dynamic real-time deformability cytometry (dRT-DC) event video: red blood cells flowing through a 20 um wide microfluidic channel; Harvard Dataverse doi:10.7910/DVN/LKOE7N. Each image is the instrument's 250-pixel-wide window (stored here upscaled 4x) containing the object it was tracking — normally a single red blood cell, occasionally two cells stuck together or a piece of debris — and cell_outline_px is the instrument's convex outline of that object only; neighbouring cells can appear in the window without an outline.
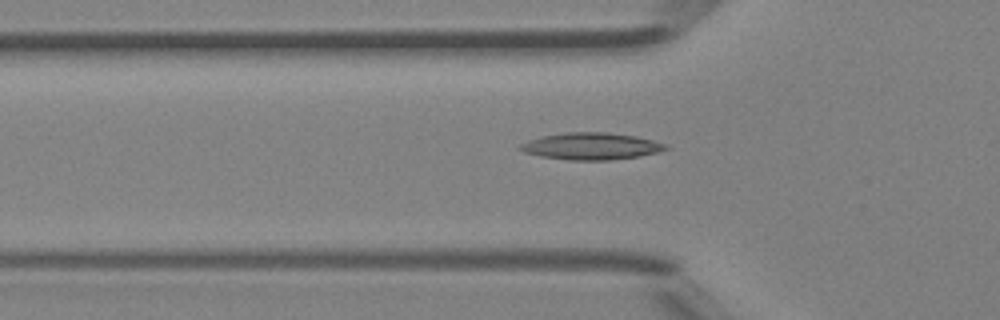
{"species": "Egyptian fruit bat (a non-hibernating species)", "species_latin": "Rousettus aegyptiacus", "temperature_condition": "room temperature", "stored_images_in_passage": 34, "camera_frame_rate_fps": 3000, "um_per_image_px": 0.085, "animal": {"sex": "female"}, "frame": {"image": 1, "passage_image": 4, "time_ms": 1.0, "image_size_px": [1000, 320], "cell_outline_px": [[672, 148], [640, 156], [608, 160], [568, 160], [540, 156], [524, 152], [516, 148], [520, 144], [528, 140], [540, 136], [564, 132], [608, 132], [636, 136], [652, 140], [664, 144]], "centroid_in_image_um": [50.21, 12.42], "position_along_channel_um": 75.6, "area_um2": 22.95}}
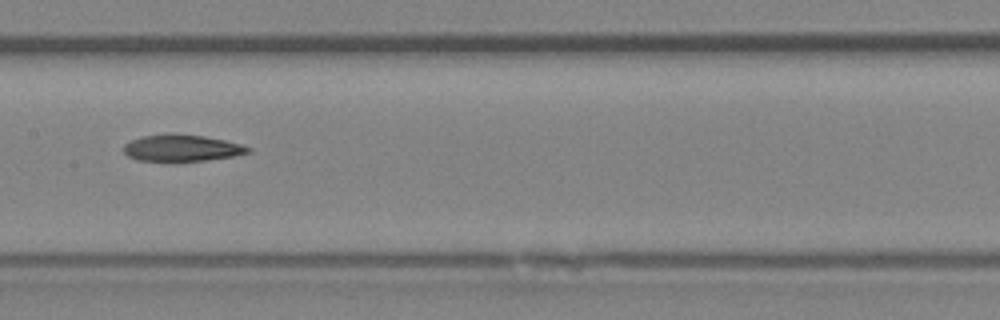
{"frame": {"image": 2, "passage_image": 12, "time_ms": 3.667, "image_size_px": [1000, 320], "cell_outline_px": [[252, 152], [232, 156], [204, 160], [136, 160], [128, 156], [124, 152], [124, 144], [140, 136], [204, 136], [224, 140], [240, 144], [252, 148]], "centroid_in_image_um": [15.48, 12.6], "position_along_channel_um": 191.9, "area_um2": 18.32}}
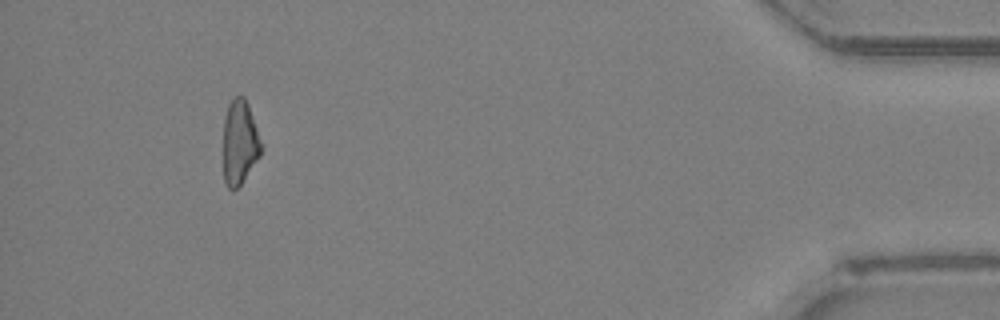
{"frame": {"image": 3, "passage_image": 32, "time_ms": 10.333, "image_size_px": [1000, 320], "cell_outline_px": [[260, 156], [240, 184], [236, 188], [228, 188], [224, 180], [224, 116], [228, 104], [236, 96], [244, 96], [248, 104], [260, 140]], "centroid_in_image_um": [20.35, 12.08], "position_along_channel_um": 414.8, "area_um2": 18.15}}